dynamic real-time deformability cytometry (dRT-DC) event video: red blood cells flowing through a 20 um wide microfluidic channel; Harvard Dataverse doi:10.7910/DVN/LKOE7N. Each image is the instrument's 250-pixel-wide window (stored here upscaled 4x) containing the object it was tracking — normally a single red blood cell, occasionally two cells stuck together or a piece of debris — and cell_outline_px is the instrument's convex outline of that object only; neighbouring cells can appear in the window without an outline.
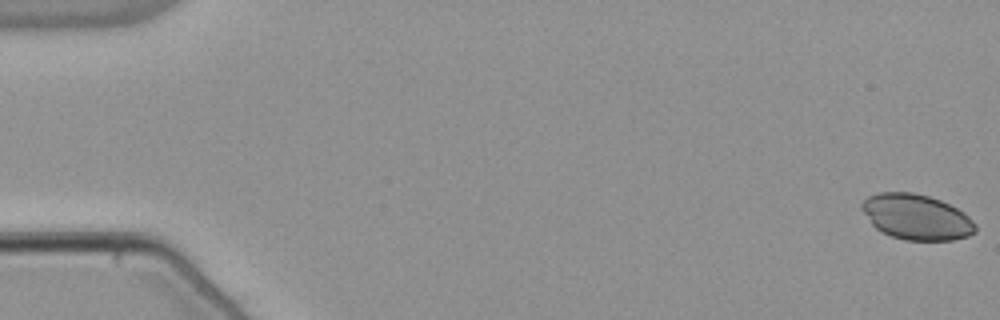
{"species": "common noctule bat (a hibernating species)", "species_latin": "Nyctalus noctula", "temperature_condition": "warm", "stored_images_in_passage": 54, "camera_frame_rate_fps": 3000, "um_per_image_px": 0.085, "animal": {"sex": "male", "body_mass_g": 21.5, "forearm_length_mm": 52.0}, "frame": {"image": 1, "passage_image": 1, "time_ms": 0.0, "image_size_px": [1000, 320], "cell_outline_px": [[976, 232], [968, 236], [952, 240], [904, 240], [880, 232], [872, 224], [860, 208], [860, 204], [868, 196], [880, 192], [912, 192], [928, 196], [940, 200], [964, 212], [976, 224]], "centroid_in_image_um": [77.89, 18.44], "position_along_channel_um": 7.1, "area_um2": 30.11}}